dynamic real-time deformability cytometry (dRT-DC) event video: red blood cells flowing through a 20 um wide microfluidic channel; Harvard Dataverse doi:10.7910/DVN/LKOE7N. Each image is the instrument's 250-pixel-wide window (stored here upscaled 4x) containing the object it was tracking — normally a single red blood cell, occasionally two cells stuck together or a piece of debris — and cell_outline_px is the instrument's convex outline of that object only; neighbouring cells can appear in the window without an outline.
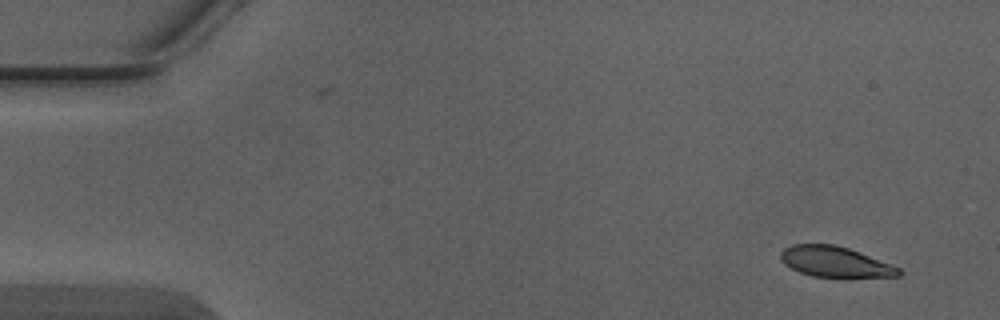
{"species": "Egyptian fruit bat (a non-hibernating species)", "species_latin": "Rousettus aegyptiacus", "temperature_condition": "warm", "stored_images_in_passage": 2, "camera_frame_rate_fps": 3000, "um_per_image_px": 0.085, "animal": {"sex": "male"}, "frame": {"image": 1, "passage_image": 2, "time_ms": 0.333, "image_size_px": [1000, 320], "cell_outline_px": [[904, 272], [900, 276], [844, 280], [812, 276], [800, 272], [784, 264], [780, 260], [780, 252], [784, 248], [792, 244], [836, 244], [860, 252], [892, 264], [900, 268]], "centroid_in_image_um": [71.06, 22.31], "position_along_channel_um": 13.9, "area_um2": 22.14}}